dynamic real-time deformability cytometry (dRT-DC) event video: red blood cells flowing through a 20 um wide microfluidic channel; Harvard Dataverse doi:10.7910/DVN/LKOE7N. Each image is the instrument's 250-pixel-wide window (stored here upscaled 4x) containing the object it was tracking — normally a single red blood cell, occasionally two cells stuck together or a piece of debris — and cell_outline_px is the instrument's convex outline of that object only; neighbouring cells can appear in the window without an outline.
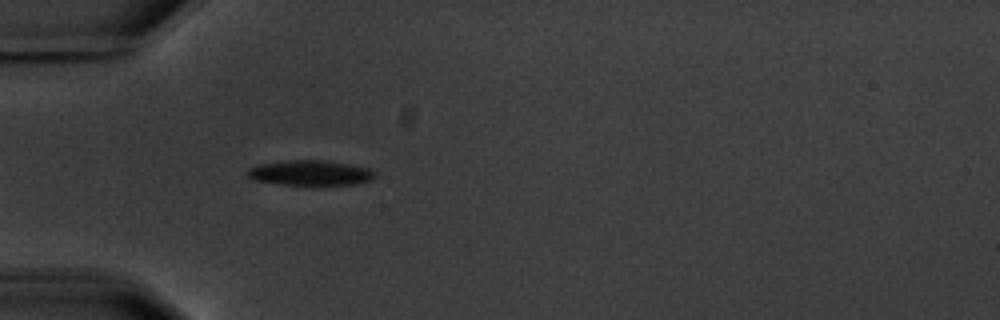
{"species": "common noctule bat (a hibernating species)", "species_latin": "Nyctalus noctula", "temperature_condition": "warm", "stored_images_in_passage": 1, "camera_frame_rate_fps": 3000, "um_per_image_px": 0.085, "animal": {"sex": "male", "body_mass_g": 20.1, "forearm_length_mm": 53.5}, "frame": {"image": 1, "passage_image": 1, "time_ms": 0.0, "image_size_px": [1000, 320], "cell_outline_px": [[376, 176], [368, 180], [356, 184], [276, 184], [256, 180], [248, 176], [248, 168], [260, 164], [288, 160], [324, 160], [348, 164], [368, 168]], "centroid_in_image_um": [26.34, 14.68], "position_along_channel_um": 58.7, "area_um2": 18.21}}